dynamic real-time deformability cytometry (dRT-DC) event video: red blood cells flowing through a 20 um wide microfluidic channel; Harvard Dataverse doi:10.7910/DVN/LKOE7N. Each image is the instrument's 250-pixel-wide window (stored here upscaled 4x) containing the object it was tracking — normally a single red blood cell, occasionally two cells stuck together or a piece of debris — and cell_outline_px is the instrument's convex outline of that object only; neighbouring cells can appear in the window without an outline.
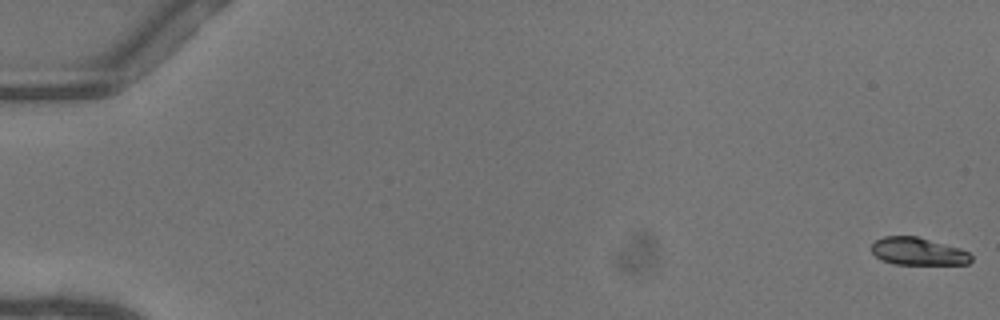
{"species": "common noctule bat (a hibernating species)", "species_latin": "Nyctalus noctula", "temperature_condition": "warm", "stored_images_in_passage": 52, "camera_frame_rate_fps": 3000, "um_per_image_px": 0.085, "animal": {"sex": "female"}, "frame": {"image": 1, "passage_image": 1, "time_ms": 0.0, "image_size_px": [1000, 320], "cell_outline_px": [[972, 260], [968, 264], [896, 264], [880, 260], [872, 252], [872, 244], [876, 240], [884, 236], [916, 236], [960, 248], [968, 252], [972, 256]], "centroid_in_image_um": [78.03, 21.37], "position_along_channel_um": 7.0, "area_um2": 15.95}}
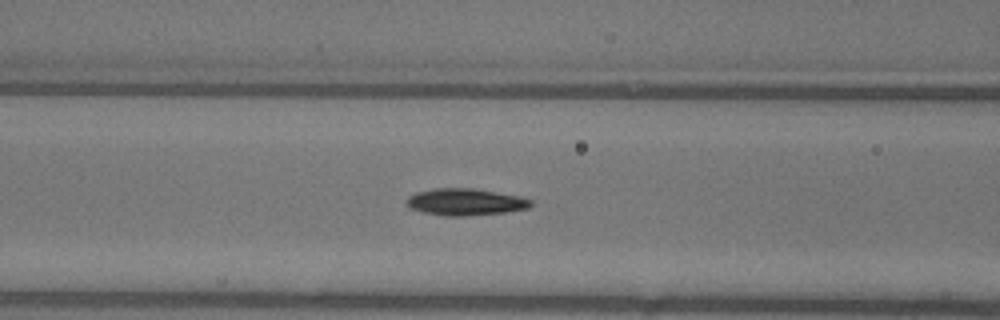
{"frame": {"image": 2, "passage_image": 23, "time_ms": 7.333, "image_size_px": [1000, 320], "cell_outline_px": [[532, 204], [528, 208], [504, 212], [464, 216], [444, 216], [424, 212], [412, 208], [404, 204], [404, 200], [408, 196], [416, 192], [432, 188], [472, 188], [520, 196], [532, 200]], "centroid_in_image_um": [39.51, 17.16], "position_along_channel_um": 127.1, "area_um2": 19.48}}
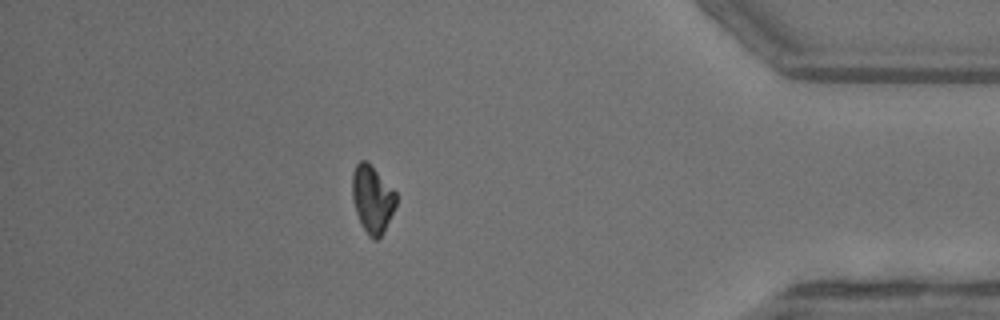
{"frame": {"image": 3, "passage_image": 46, "time_ms": 15.0, "image_size_px": [1000, 320], "cell_outline_px": [[396, 204], [384, 232], [376, 240], [372, 240], [368, 236], [356, 212], [352, 196], [352, 172], [356, 164], [360, 160], [364, 160], [396, 192]], "centroid_in_image_um": [31.63, 16.95], "position_along_channel_um": 403.6, "area_um2": 16.82}, "authors_computed_cell_mechanics": {"area_um2": 17.8602, "velocity_mm_per_s": 4.1069, "shape_relaxation_time_tau1_ms": 3.3692, "shape_relaxation_time_tau2_ms": null, "deformation_change_tau1": 0.1406, "deformation_change_tau2": null}}